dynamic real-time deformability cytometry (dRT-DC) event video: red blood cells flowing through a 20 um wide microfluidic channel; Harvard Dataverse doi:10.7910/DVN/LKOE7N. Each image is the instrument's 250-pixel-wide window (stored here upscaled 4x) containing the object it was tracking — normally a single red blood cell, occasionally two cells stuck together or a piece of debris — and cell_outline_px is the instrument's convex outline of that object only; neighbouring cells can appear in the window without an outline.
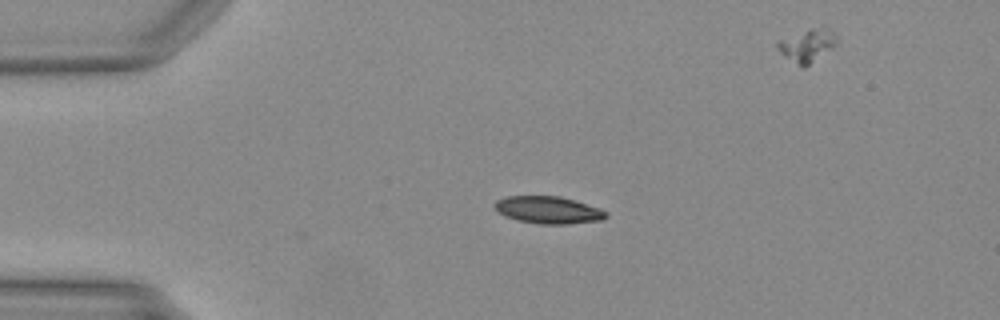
{"species": "Egyptian fruit bat (a non-hibernating species)", "species_latin": "Rousettus aegyptiacus", "temperature_condition": "warm", "stored_images_in_passage": 40, "segment_of_instrument_passage": [1, 2], "camera_frame_rate_fps": 3000, "um_per_image_px": 0.085, "animal": {"sex": "female"}, "frame": {"image": 1, "passage_image": 1, "time_ms": 0.0, "image_size_px": [1000, 320], "cell_outline_px": [[608, 216], [600, 220], [568, 224], [540, 224], [516, 220], [504, 216], [496, 212], [492, 204], [496, 200], [508, 196], [560, 196], [600, 208], [608, 212]], "centroid_in_image_um": [46.56, 17.85], "position_along_channel_um": 38.4, "area_um2": 17.86}}
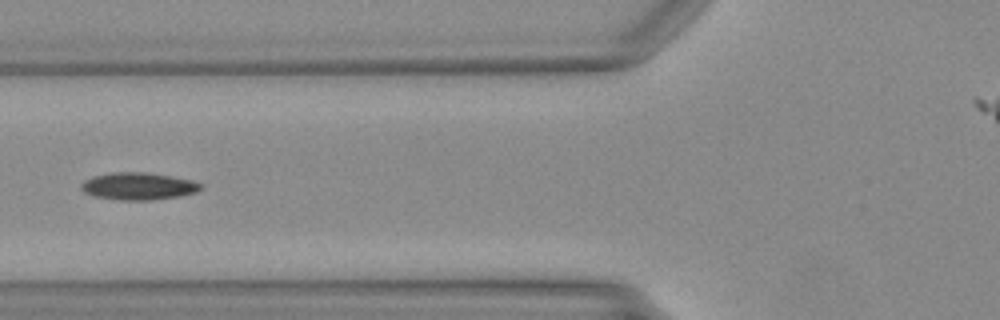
{"frame": {"image": 2, "passage_image": 9, "time_ms": 2.667, "image_size_px": [1000, 320], "cell_outline_px": [[200, 188], [196, 192], [180, 196], [152, 200], [116, 200], [92, 196], [84, 192], [80, 188], [80, 184], [84, 180], [92, 176], [112, 172], [144, 172], [192, 180], [200, 184]], "centroid_in_image_um": [11.68, 15.83], "position_along_channel_um": 114.1, "area_um2": 19.02}}
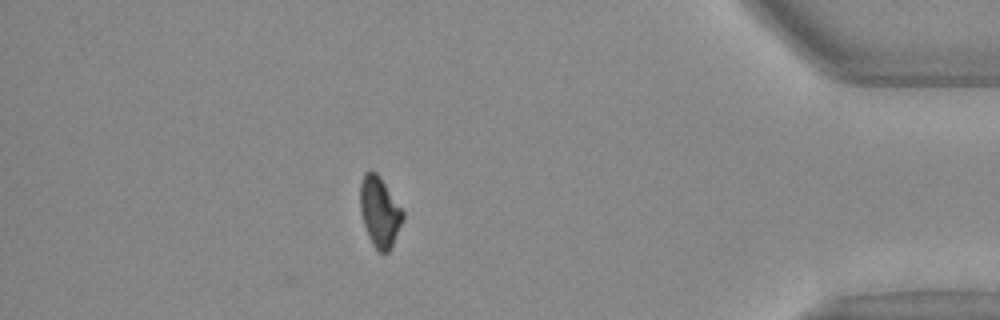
{"frame": {"image": 3, "passage_image": 33, "time_ms": 10.667, "image_size_px": [1000, 320], "cell_outline_px": [[404, 216], [392, 248], [388, 252], [380, 252], [372, 244], [368, 236], [360, 212], [360, 184], [364, 172], [376, 172], [404, 212]], "centroid_in_image_um": [32.26, 18.03], "position_along_channel_um": 402.9, "area_um2": 17.22}}